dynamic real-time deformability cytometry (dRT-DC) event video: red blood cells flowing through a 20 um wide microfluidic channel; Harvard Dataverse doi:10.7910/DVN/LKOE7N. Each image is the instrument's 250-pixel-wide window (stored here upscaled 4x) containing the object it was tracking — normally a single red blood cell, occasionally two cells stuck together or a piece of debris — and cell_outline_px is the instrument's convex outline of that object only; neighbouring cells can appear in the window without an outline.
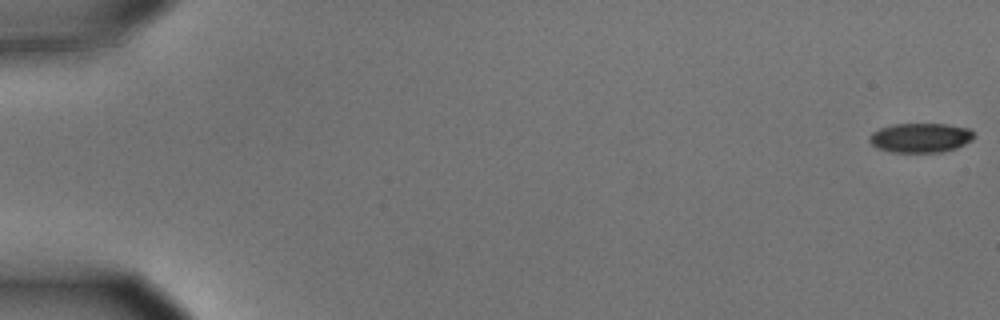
{"species": "common noctule bat (a hibernating species)", "species_latin": "Nyctalus noctula", "temperature_condition": "cold", "stored_images_in_passage": 7, "camera_frame_rate_fps": 3000, "um_per_image_px": 0.085, "animal": {"sex": "male", "body_mass_g": 15.6}, "frame": {"image": 1, "passage_image": 1, "time_ms": 0.0, "image_size_px": [1000, 320], "cell_outline_px": [[976, 136], [972, 140], [956, 148], [940, 152], [892, 152], [880, 148], [872, 144], [868, 140], [868, 136], [872, 132], [880, 128], [892, 124], [948, 124], [968, 128]], "centroid_in_image_um": [78.24, 11.7], "position_along_channel_um": 6.8, "area_um2": 17.92}}
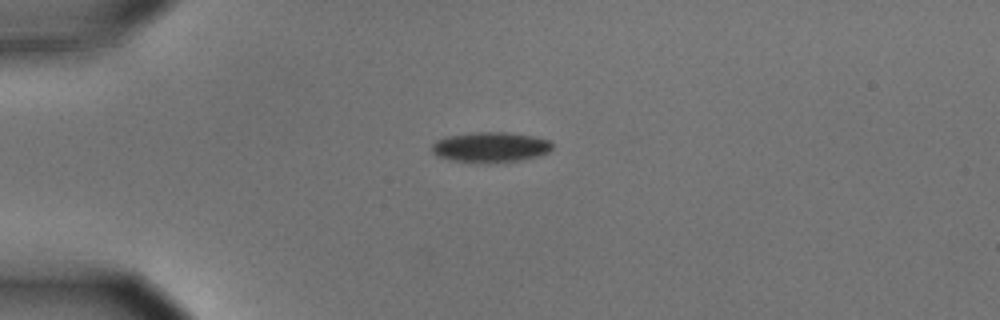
{"frame": {"image": 2, "passage_image": 5, "time_ms": 1.333, "image_size_px": [1000, 320], "cell_outline_px": [[552, 148], [548, 152], [536, 156], [520, 160], [448, 160], [436, 156], [432, 152], [432, 144], [436, 140], [448, 136], [476, 132], [508, 132], [532, 136], [548, 140], [552, 144]], "centroid_in_image_um": [41.66, 12.46], "position_along_channel_um": 43.3, "area_um2": 20.35}}
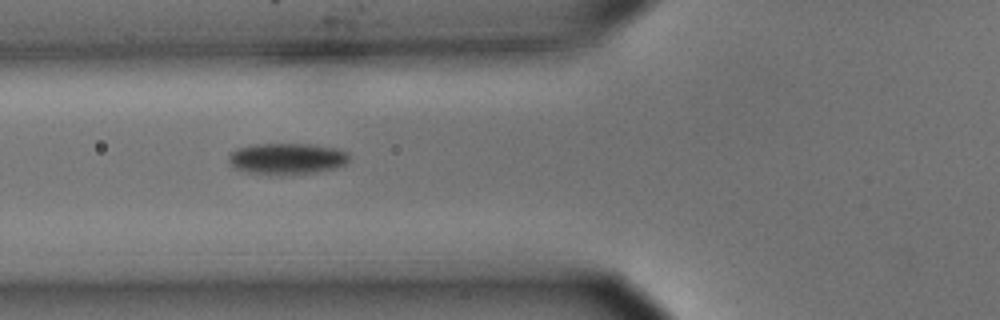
{"frame": {"image": 3, "passage_image": 7, "time_ms": 2.0, "image_size_px": [1000, 320], "cell_outline_px": [[352, 156], [344, 164], [336, 168], [312, 172], [248, 172], [236, 168], [228, 164], [228, 156], [236, 148], [256, 144], [316, 144], [340, 148], [348, 152]], "centroid_in_image_um": [24.44, 13.43], "position_along_channel_um": 101.4, "area_um2": 21.44}}